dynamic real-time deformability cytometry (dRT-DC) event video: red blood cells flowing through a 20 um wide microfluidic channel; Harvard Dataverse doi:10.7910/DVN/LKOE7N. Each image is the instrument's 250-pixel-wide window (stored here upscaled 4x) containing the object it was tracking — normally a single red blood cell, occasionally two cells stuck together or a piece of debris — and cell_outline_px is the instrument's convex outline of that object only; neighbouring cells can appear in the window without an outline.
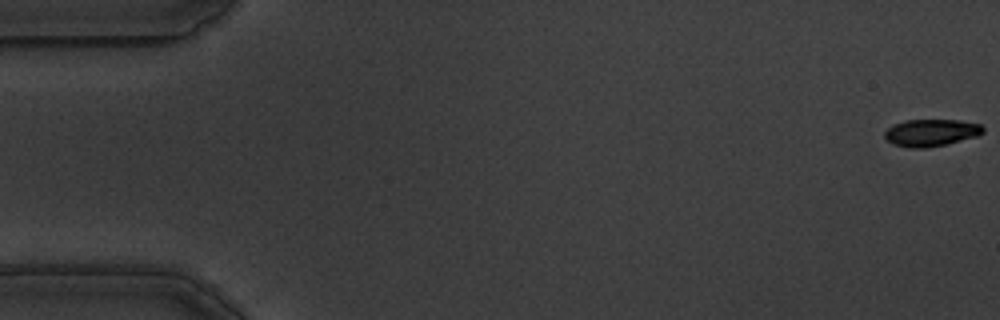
{"species": "common noctule bat (a hibernating species)", "species_latin": "Nyctalus noctula", "temperature_condition": "warm", "stored_images_in_passage": 15, "camera_frame_rate_fps": 3000, "um_per_image_px": 0.085, "animal": {"sex": "male", "body_mass_g": 19.5, "forearm_length_mm": 54.6}, "frame": {"image": 1, "passage_image": 1, "time_ms": 0.0, "image_size_px": [1000, 320], "cell_outline_px": [[984, 132], [976, 136], [944, 144], [924, 148], [908, 148], [892, 144], [884, 136], [884, 132], [892, 124], [904, 120], [960, 120], [980, 124], [984, 128]], "centroid_in_image_um": [79.1, 11.27], "position_along_channel_um": 5.9, "area_um2": 15.49}}